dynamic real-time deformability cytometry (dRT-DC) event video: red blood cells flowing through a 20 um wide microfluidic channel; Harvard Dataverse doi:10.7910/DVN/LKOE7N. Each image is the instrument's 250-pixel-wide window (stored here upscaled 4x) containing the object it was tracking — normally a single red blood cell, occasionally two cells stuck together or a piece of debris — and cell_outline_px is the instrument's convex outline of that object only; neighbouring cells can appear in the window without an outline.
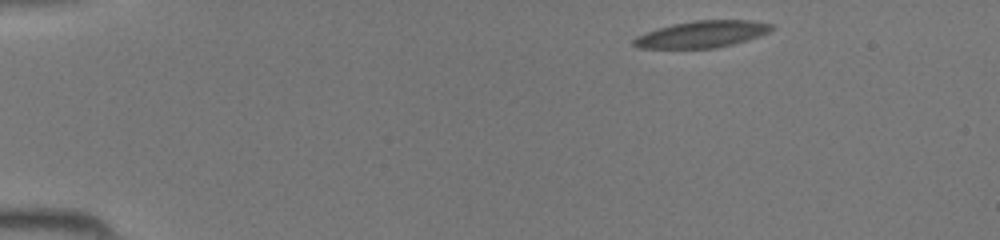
{"species": "common noctule bat (a hibernating species)", "species_latin": "Nyctalus noctula", "temperature_condition": "room temperature", "stored_images_in_passage": 40, "camera_frame_rate_fps": 3000, "um_per_image_px": 0.085, "animal": {"sex": "female", "body_mass_g": 19.5, "forearm_length_mm": 54.1}, "frame": {"image": 1, "passage_image": 1, "time_ms": 0.0, "image_size_px": [1000, 240], "cell_outline_px": [[776, 28], [760, 36], [732, 44], [716, 48], [640, 48], [632, 44], [632, 40], [636, 36], [660, 28], [676, 24], [696, 20], [748, 20], [772, 24]], "centroid_in_image_um": [59.7, 2.91], "position_along_channel_um": 25.3, "area_um2": 21.21}}
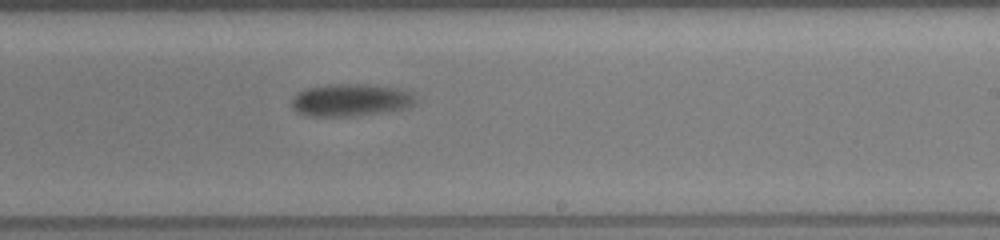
{"frame": {"image": 2, "passage_image": 23, "time_ms": 7.333, "image_size_px": [1000, 240], "cell_outline_px": [[416, 104], [408, 108], [352, 116], [312, 116], [296, 112], [292, 108], [292, 100], [300, 92], [308, 88], [332, 84], [368, 84], [400, 88], [408, 92], [416, 100]], "centroid_in_image_um": [29.83, 8.5], "position_along_channel_um": 259.2, "area_um2": 23.18}}
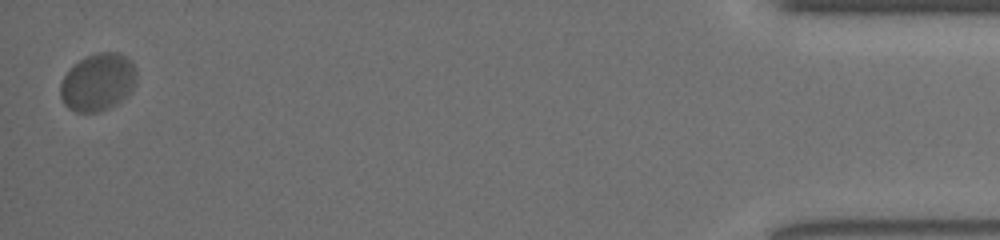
{"frame": {"image": 3, "passage_image": 40, "time_ms": 13.0, "image_size_px": [1000, 240], "cell_outline_px": [[136, 84], [116, 104], [108, 108], [96, 112], [76, 112], [68, 108], [64, 104], [60, 96], [60, 84], [64, 76], [80, 60], [88, 56], [100, 52], [116, 52], [132, 60], [136, 72]], "centroid_in_image_um": [8.31, 6.99], "position_along_channel_um": 426.9, "area_um2": 25.14}}